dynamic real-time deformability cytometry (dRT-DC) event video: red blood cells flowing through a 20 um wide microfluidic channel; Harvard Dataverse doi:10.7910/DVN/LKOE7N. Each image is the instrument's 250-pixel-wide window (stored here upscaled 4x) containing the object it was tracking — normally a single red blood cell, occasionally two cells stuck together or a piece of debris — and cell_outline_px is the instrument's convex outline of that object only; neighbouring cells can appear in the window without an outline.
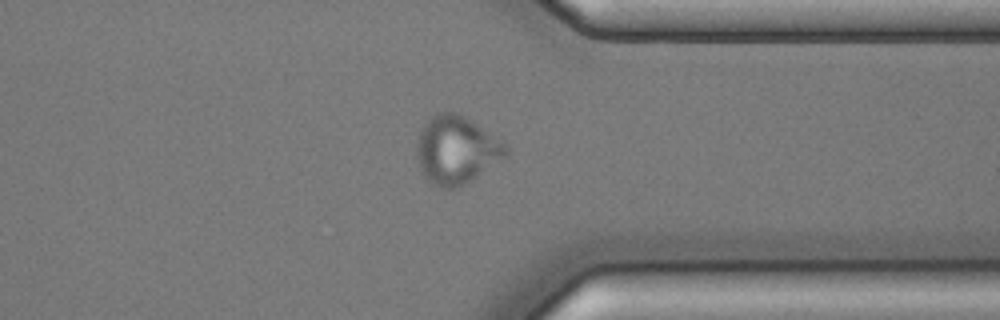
{"species": "common noctule bat (a hibernating species)", "species_latin": "Nyctalus noctula", "temperature_condition": "cold", "stored_images_in_passage": 56, "camera_frame_rate_fps": 3000, "um_per_image_px": 0.085, "animal": {"sex": "male", "body_mass_g": 17.9, "forearm_length_mm": 54.2}, "frame": {"image": 1, "passage_image": 42, "time_ms": 13.667, "image_size_px": [1000, 320], "cell_outline_px": [[508, 152], [504, 156], [468, 180], [452, 188], [444, 188], [432, 184], [424, 176], [420, 168], [416, 156], [416, 144], [420, 132], [424, 124], [432, 116], [440, 112], [452, 112], [464, 116], [508, 144]], "centroid_in_image_um": [38.74, 12.71], "position_along_channel_um": 372.7, "area_um2": 34.33}}